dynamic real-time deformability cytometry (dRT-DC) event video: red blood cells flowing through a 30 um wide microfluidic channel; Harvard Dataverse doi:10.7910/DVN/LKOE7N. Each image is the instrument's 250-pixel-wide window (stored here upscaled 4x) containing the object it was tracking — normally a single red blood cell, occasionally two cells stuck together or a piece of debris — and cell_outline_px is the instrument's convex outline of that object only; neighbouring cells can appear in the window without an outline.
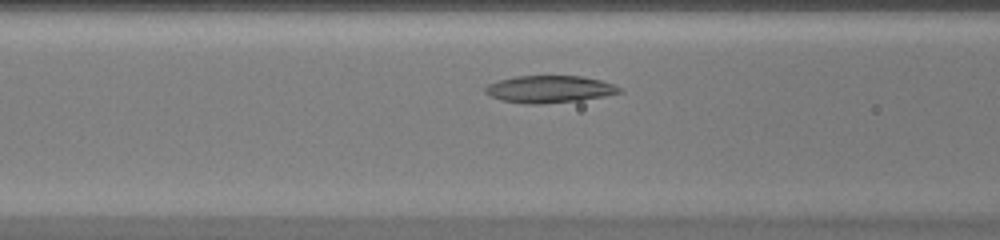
{"species": "common noctule bat (a hibernating species)", "species_latin": "Nyctalus noctula", "temperature_condition": "warm", "stored_images_in_passage": 33, "camera_frame_rate_fps": 3000, "um_per_image_px": 0.085, "animal": {"sex": "female", "body_mass_g": 20.0, "forearm_length_mm": 54.0}, "frame": {"image": 1, "passage_image": 9, "time_ms": 2.667, "image_size_px": [1000, 240], "cell_outline_px": [[624, 92], [604, 96], [580, 100], [544, 104], [524, 104], [500, 100], [484, 92], [484, 88], [488, 84], [500, 80], [516, 76], [580, 76], [600, 80], [612, 84], [620, 88]], "centroid_in_image_um": [46.68, 7.59], "position_along_channel_um": 119.9, "area_um2": 21.21}}
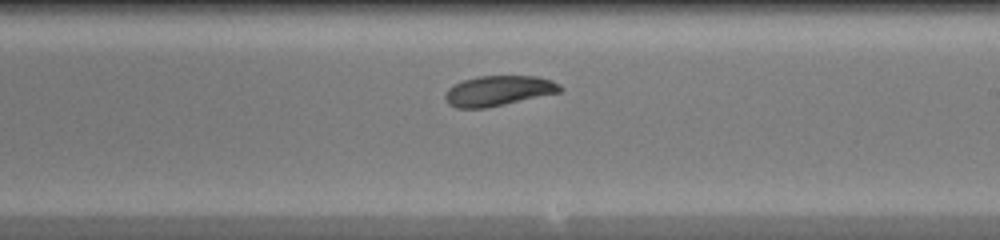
{"frame": {"image": 2, "passage_image": 18, "time_ms": 5.667, "image_size_px": [1000, 240], "cell_outline_px": [[564, 88], [560, 92], [504, 104], [484, 108], [456, 108], [448, 104], [444, 96], [448, 88], [464, 80], [480, 76], [536, 76], [552, 80], [560, 84]], "centroid_in_image_um": [42.38, 7.71], "position_along_channel_um": 246.6, "area_um2": 20.06}}
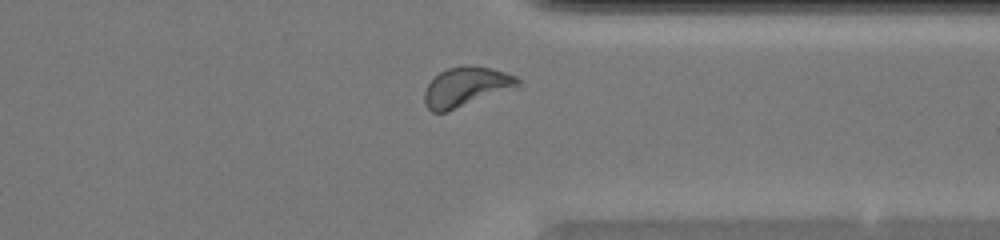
{"frame": {"image": 3, "passage_image": 27, "time_ms": 8.667, "image_size_px": [1000, 240], "cell_outline_px": [[520, 88], [448, 112], [432, 112], [424, 104], [424, 92], [428, 84], [440, 72], [448, 68], [492, 68], [516, 76], [520, 80]], "centroid_in_image_um": [39.67, 7.45], "position_along_channel_um": 371.7, "area_um2": 21.5}}